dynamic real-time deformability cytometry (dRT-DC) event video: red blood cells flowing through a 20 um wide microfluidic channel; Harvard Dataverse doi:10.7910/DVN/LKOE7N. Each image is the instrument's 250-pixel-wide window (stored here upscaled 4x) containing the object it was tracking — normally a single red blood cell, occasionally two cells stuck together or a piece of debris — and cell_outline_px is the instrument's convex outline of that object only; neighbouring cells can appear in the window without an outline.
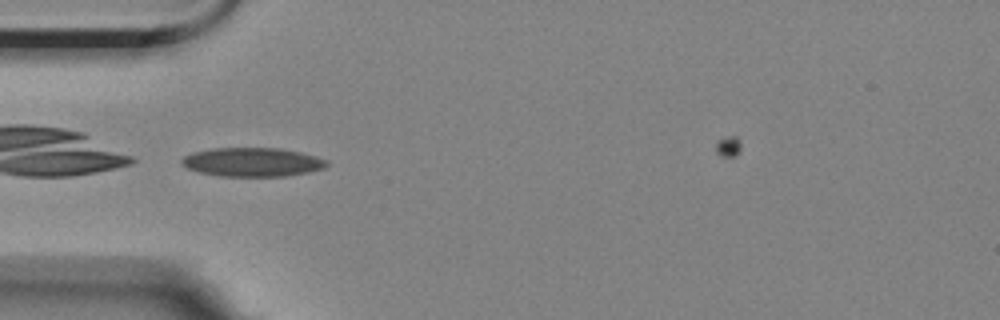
{"species": "Egyptian fruit bat (a non-hibernating species)", "species_latin": "Rousettus aegyptiacus", "temperature_condition": "room temperature", "stored_images_in_passage": 3, "camera_frame_rate_fps": 3000, "um_per_image_px": 0.085, "animal": {"sex": "female"}, "frame": {"image": 1, "passage_image": 1, "time_ms": 0.0, "image_size_px": [1000, 320], "cell_outline_px": [[328, 164], [324, 168], [308, 172], [284, 176], [220, 176], [200, 172], [188, 168], [180, 164], [180, 160], [184, 156], [192, 152], [212, 148], [280, 148], [300, 152], [316, 156], [328, 160]], "centroid_in_image_um": [21.44, 13.77], "position_along_channel_um": 63.6, "area_um2": 24.45}}
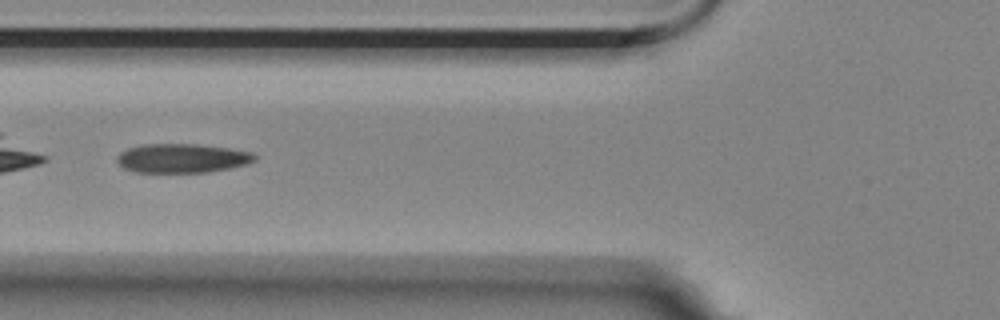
{"frame": {"image": 2, "passage_image": 2, "time_ms": 1.333, "image_size_px": [1000, 320], "cell_outline_px": [[256, 160], [248, 164], [208, 172], [136, 172], [124, 168], [116, 160], [116, 156], [120, 152], [128, 148], [144, 144], [196, 144], [228, 148], [252, 152], [256, 156]], "centroid_in_image_um": [15.47, 13.45], "position_along_channel_um": 110.3, "area_um2": 23.29}}
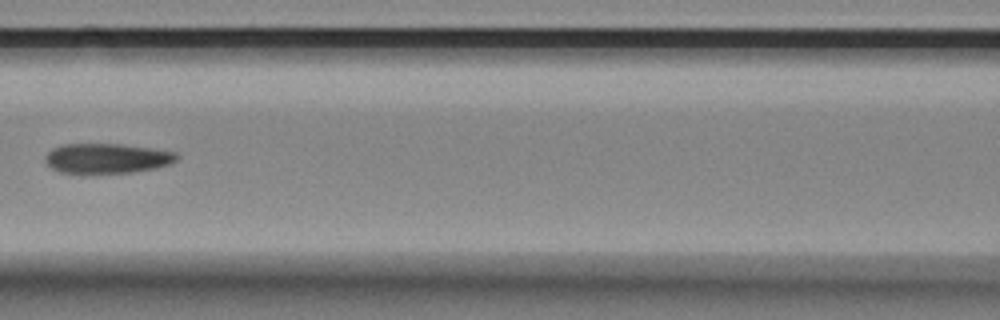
{"frame": {"image": 3, "passage_image": 3, "time_ms": 2.667, "image_size_px": [1000, 320], "cell_outline_px": [[180, 156], [176, 160], [168, 164], [156, 168], [132, 172], [60, 172], [52, 168], [44, 160], [44, 156], [52, 148], [64, 144], [120, 144], [176, 152]], "centroid_in_image_um": [9.08, 13.44], "position_along_channel_um": 157.5, "area_um2": 22.54}}